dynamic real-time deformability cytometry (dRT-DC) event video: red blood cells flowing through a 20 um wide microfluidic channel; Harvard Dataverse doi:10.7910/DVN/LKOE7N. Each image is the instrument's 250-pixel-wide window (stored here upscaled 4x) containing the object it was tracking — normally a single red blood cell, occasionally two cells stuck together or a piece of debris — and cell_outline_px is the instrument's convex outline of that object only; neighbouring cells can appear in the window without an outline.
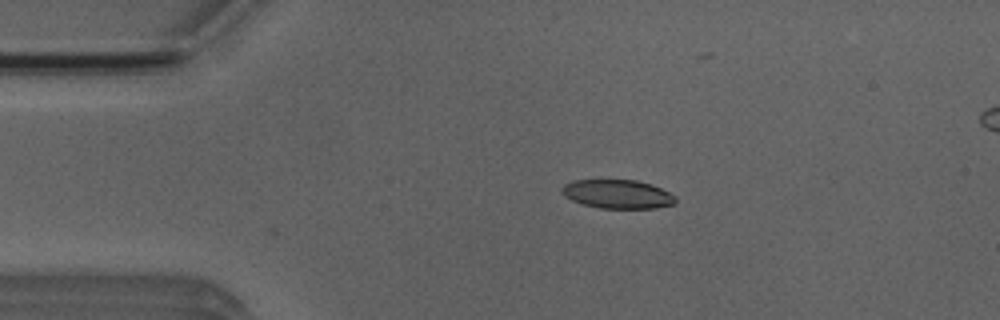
{"species": "Egyptian fruit bat (a non-hibernating species)", "species_latin": "Rousettus aegyptiacus", "temperature_condition": "room temperature", "stored_images_in_passage": 3, "camera_frame_rate_fps": 3000, "um_per_image_px": 0.085, "animal": {"sex": "male"}, "frame": {"image": 1, "passage_image": 3, "time_ms": 2.0, "image_size_px": [1000, 320], "cell_outline_px": [[676, 204], [656, 208], [600, 208], [584, 204], [572, 200], [564, 196], [560, 188], [564, 184], [576, 180], [636, 180], [652, 184], [676, 196]], "centroid_in_image_um": [52.51, 16.5], "position_along_channel_um": 32.5, "area_um2": 19.07}}